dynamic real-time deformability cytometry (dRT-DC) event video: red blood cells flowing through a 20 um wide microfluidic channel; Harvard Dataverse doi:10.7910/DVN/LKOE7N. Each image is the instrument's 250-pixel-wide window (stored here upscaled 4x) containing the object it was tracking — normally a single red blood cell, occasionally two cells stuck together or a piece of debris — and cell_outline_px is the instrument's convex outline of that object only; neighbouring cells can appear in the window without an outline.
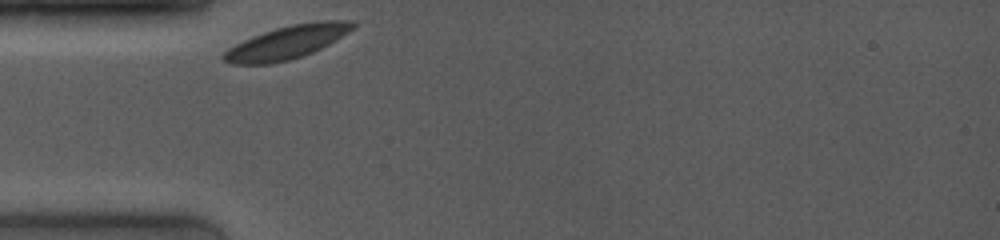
{"species": "common noctule bat (a hibernating species)", "species_latin": "Nyctalus noctula", "temperature_condition": "room temperature", "stored_images_in_passage": 39, "camera_frame_rate_fps": 4000, "um_per_image_px": 0.085, "animal": {"sex": "female", "body_mass_g": 19.0, "forearm_length_mm": 53.3}, "frame": {"image": 1, "passage_image": 1, "time_ms": 0.0, "image_size_px": [1000, 240], "cell_outline_px": [[356, 24], [348, 32], [328, 44], [312, 52], [288, 60], [268, 64], [232, 64], [220, 60], [220, 56], [228, 48], [252, 36], [276, 28], [292, 24], [320, 20], [356, 20]], "centroid_in_image_um": [24.36, 3.59], "position_along_channel_um": 60.6, "area_um2": 24.85}}
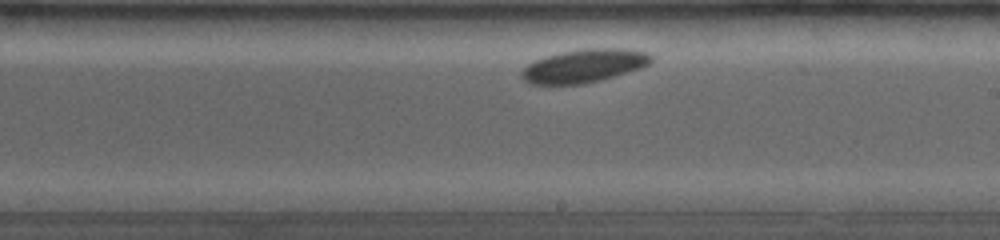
{"frame": {"image": 2, "passage_image": 21, "time_ms": 5.0, "image_size_px": [1000, 240], "cell_outline_px": [[652, 60], [648, 64], [640, 68], [600, 80], [584, 84], [532, 84], [524, 80], [520, 76], [520, 72], [528, 64], [544, 56], [560, 52], [584, 48], [624, 48], [648, 52], [652, 56]], "centroid_in_image_um": [49.63, 5.58], "position_along_channel_um": 239.4, "area_um2": 25.14}}
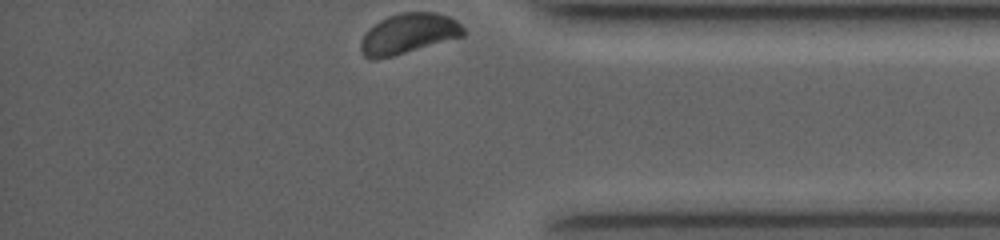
{"frame": {"image": 3, "passage_image": 39, "time_ms": 9.5, "image_size_px": [1000, 240], "cell_outline_px": [[464, 36], [392, 56], [376, 60], [372, 60], [364, 56], [360, 48], [360, 44], [368, 28], [380, 20], [388, 16], [400, 12], [436, 12], [448, 16], [456, 20], [464, 28]], "centroid_in_image_um": [34.71, 2.85], "position_along_channel_um": 400.5, "area_um2": 24.04}, "authors_computed_cell_mechanics": {"area_um2": 24.3338, "velocity_mm_per_s": 3.6393, "shape_relaxation_time_tau1_ms": 1.5794, "shape_relaxation_time_tau2_ms": null, "deformation_change_tau1": 0.0311, "deformation_change_tau2": null}}